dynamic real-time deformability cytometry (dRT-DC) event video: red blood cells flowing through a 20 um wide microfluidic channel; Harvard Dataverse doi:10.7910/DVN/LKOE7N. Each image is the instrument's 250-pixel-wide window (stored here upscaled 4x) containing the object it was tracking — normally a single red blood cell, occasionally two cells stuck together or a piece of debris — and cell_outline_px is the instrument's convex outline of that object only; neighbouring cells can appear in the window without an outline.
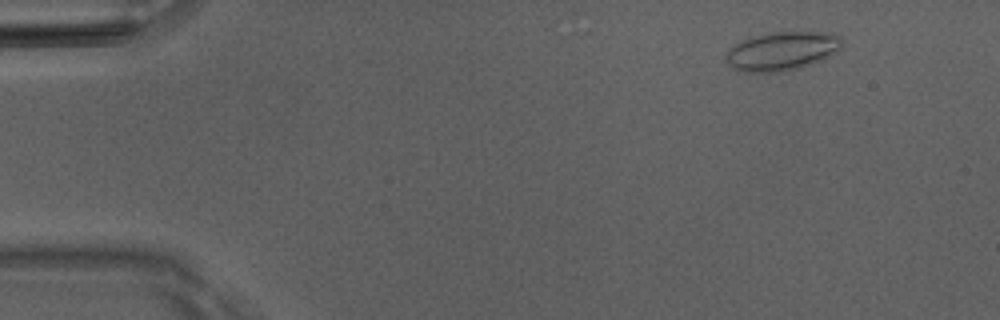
{"species": "Egyptian fruit bat (a non-hibernating species)", "species_latin": "Rousettus aegyptiacus", "temperature_condition": "room temperature", "stored_images_in_passage": 24, "camera_frame_rate_fps": 3000, "um_per_image_px": 0.085, "animal": {"sex": "male"}, "frame": {"image": 1, "passage_image": 6, "time_ms": 1.667, "image_size_px": [1000, 320], "cell_outline_px": [[844, 44], [836, 52], [820, 60], [796, 68], [780, 72], [744, 72], [732, 68], [728, 64], [728, 52], [736, 44], [744, 40], [756, 36], [772, 32], [820, 32], [840, 36], [844, 40]], "centroid_in_image_um": [66.51, 4.34], "position_along_channel_um": 18.5, "area_um2": 25.61}}